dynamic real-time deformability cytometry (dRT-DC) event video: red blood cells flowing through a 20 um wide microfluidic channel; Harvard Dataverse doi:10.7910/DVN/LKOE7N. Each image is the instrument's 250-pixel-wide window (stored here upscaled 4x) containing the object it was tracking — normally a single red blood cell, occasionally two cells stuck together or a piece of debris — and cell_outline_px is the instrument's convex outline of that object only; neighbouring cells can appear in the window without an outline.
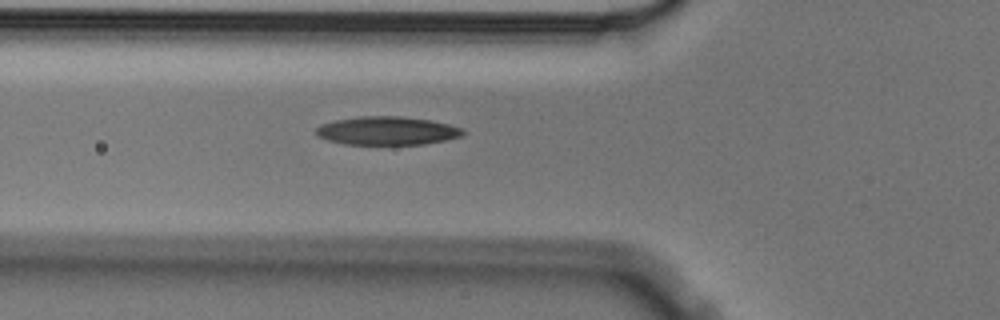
{"species": "Egyptian fruit bat (a non-hibernating species)", "species_latin": "Rousettus aegyptiacus", "temperature_condition": "cold", "stored_images_in_passage": 3, "camera_frame_rate_fps": 3000, "um_per_image_px": 0.085, "animal": {"sex": "male"}, "frame": {"image": 1, "passage_image": 3, "time_ms": 0.667, "image_size_px": [1000, 320], "cell_outline_px": [[468, 132], [464, 136], [424, 144], [344, 144], [328, 140], [316, 136], [316, 128], [320, 124], [336, 120], [360, 116], [400, 116], [432, 120], [464, 128]], "centroid_in_image_um": [32.95, 11.11], "position_along_channel_um": 92.9, "area_um2": 24.51}}